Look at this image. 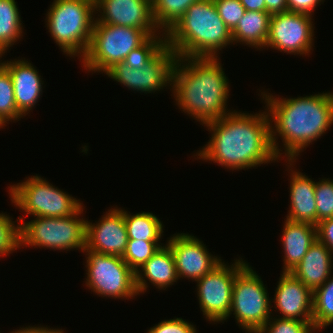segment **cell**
Here are the masks:
<instances>
[{
  "instance_id": "6da1fadb",
  "label": "cell",
  "mask_w": 333,
  "mask_h": 333,
  "mask_svg": "<svg viewBox=\"0 0 333 333\" xmlns=\"http://www.w3.org/2000/svg\"><path fill=\"white\" fill-rule=\"evenodd\" d=\"M211 139L194 156L213 161L230 170L249 169L276 161L270 140V120L266 111L258 114L232 111L209 122Z\"/></svg>"
},
{
  "instance_id": "7a4b0ae2",
  "label": "cell",
  "mask_w": 333,
  "mask_h": 333,
  "mask_svg": "<svg viewBox=\"0 0 333 333\" xmlns=\"http://www.w3.org/2000/svg\"><path fill=\"white\" fill-rule=\"evenodd\" d=\"M265 93L261 92V95L268 108L270 125L274 122V127L270 126L273 151L278 159L283 154L280 153L281 148H278L277 136L279 135L284 143V156L287 157L288 164L292 166L299 153L321 137L332 125L333 93L323 92L287 99H279Z\"/></svg>"
},
{
  "instance_id": "3957f363",
  "label": "cell",
  "mask_w": 333,
  "mask_h": 333,
  "mask_svg": "<svg viewBox=\"0 0 333 333\" xmlns=\"http://www.w3.org/2000/svg\"><path fill=\"white\" fill-rule=\"evenodd\" d=\"M228 83L218 58L177 57L172 70L176 104L204 126L230 113Z\"/></svg>"
},
{
  "instance_id": "277c9868",
  "label": "cell",
  "mask_w": 333,
  "mask_h": 333,
  "mask_svg": "<svg viewBox=\"0 0 333 333\" xmlns=\"http://www.w3.org/2000/svg\"><path fill=\"white\" fill-rule=\"evenodd\" d=\"M165 35L166 45L180 58H217L219 50L233 44L232 32L213 0L192 4Z\"/></svg>"
},
{
  "instance_id": "5b68a950",
  "label": "cell",
  "mask_w": 333,
  "mask_h": 333,
  "mask_svg": "<svg viewBox=\"0 0 333 333\" xmlns=\"http://www.w3.org/2000/svg\"><path fill=\"white\" fill-rule=\"evenodd\" d=\"M95 0H54L47 28L55 43L70 57L85 55L94 28ZM94 13V14H93ZM94 16V17H93Z\"/></svg>"
},
{
  "instance_id": "8992f818",
  "label": "cell",
  "mask_w": 333,
  "mask_h": 333,
  "mask_svg": "<svg viewBox=\"0 0 333 333\" xmlns=\"http://www.w3.org/2000/svg\"><path fill=\"white\" fill-rule=\"evenodd\" d=\"M159 30H142L132 27L94 23L89 46L82 57L83 67L91 72H105L142 45Z\"/></svg>"
},
{
  "instance_id": "52a82bcc",
  "label": "cell",
  "mask_w": 333,
  "mask_h": 333,
  "mask_svg": "<svg viewBox=\"0 0 333 333\" xmlns=\"http://www.w3.org/2000/svg\"><path fill=\"white\" fill-rule=\"evenodd\" d=\"M82 206L75 214L58 217H36L23 222L20 216V246H34L53 250L85 249L86 221L78 216L83 213Z\"/></svg>"
},
{
  "instance_id": "ba28073f",
  "label": "cell",
  "mask_w": 333,
  "mask_h": 333,
  "mask_svg": "<svg viewBox=\"0 0 333 333\" xmlns=\"http://www.w3.org/2000/svg\"><path fill=\"white\" fill-rule=\"evenodd\" d=\"M11 185L12 203L34 217L58 218L75 214L83 205L80 200L53 186L40 176Z\"/></svg>"
},
{
  "instance_id": "9c48e42d",
  "label": "cell",
  "mask_w": 333,
  "mask_h": 333,
  "mask_svg": "<svg viewBox=\"0 0 333 333\" xmlns=\"http://www.w3.org/2000/svg\"><path fill=\"white\" fill-rule=\"evenodd\" d=\"M268 295L261 277L247 264L235 277L229 317L233 312L240 327L257 333L271 318Z\"/></svg>"
},
{
  "instance_id": "30bf717a",
  "label": "cell",
  "mask_w": 333,
  "mask_h": 333,
  "mask_svg": "<svg viewBox=\"0 0 333 333\" xmlns=\"http://www.w3.org/2000/svg\"><path fill=\"white\" fill-rule=\"evenodd\" d=\"M83 252L87 255L85 284L91 291L115 299H132L138 295L135 272L121 256L102 254L87 248Z\"/></svg>"
},
{
  "instance_id": "8fae6325",
  "label": "cell",
  "mask_w": 333,
  "mask_h": 333,
  "mask_svg": "<svg viewBox=\"0 0 333 333\" xmlns=\"http://www.w3.org/2000/svg\"><path fill=\"white\" fill-rule=\"evenodd\" d=\"M247 264L242 258L231 267L221 262L195 281L200 309L208 321L223 322L229 318L235 277Z\"/></svg>"
},
{
  "instance_id": "7c38bea8",
  "label": "cell",
  "mask_w": 333,
  "mask_h": 333,
  "mask_svg": "<svg viewBox=\"0 0 333 333\" xmlns=\"http://www.w3.org/2000/svg\"><path fill=\"white\" fill-rule=\"evenodd\" d=\"M311 15L283 12L270 17L269 33L265 47L306 56L312 50L314 24Z\"/></svg>"
},
{
  "instance_id": "4fadbf2b",
  "label": "cell",
  "mask_w": 333,
  "mask_h": 333,
  "mask_svg": "<svg viewBox=\"0 0 333 333\" xmlns=\"http://www.w3.org/2000/svg\"><path fill=\"white\" fill-rule=\"evenodd\" d=\"M175 52L166 45L142 70L117 63L105 73L111 79L133 91L151 93L171 86L172 70L176 62Z\"/></svg>"
},
{
  "instance_id": "5bb4252c",
  "label": "cell",
  "mask_w": 333,
  "mask_h": 333,
  "mask_svg": "<svg viewBox=\"0 0 333 333\" xmlns=\"http://www.w3.org/2000/svg\"><path fill=\"white\" fill-rule=\"evenodd\" d=\"M174 260L178 279L188 278L197 281L211 272L222 260L212 256L198 238L181 233L167 241Z\"/></svg>"
},
{
  "instance_id": "9a60e30c",
  "label": "cell",
  "mask_w": 333,
  "mask_h": 333,
  "mask_svg": "<svg viewBox=\"0 0 333 333\" xmlns=\"http://www.w3.org/2000/svg\"><path fill=\"white\" fill-rule=\"evenodd\" d=\"M128 243L124 210L112 208L97 224L86 221L85 248L94 252L123 256Z\"/></svg>"
},
{
  "instance_id": "2e32d148",
  "label": "cell",
  "mask_w": 333,
  "mask_h": 333,
  "mask_svg": "<svg viewBox=\"0 0 333 333\" xmlns=\"http://www.w3.org/2000/svg\"><path fill=\"white\" fill-rule=\"evenodd\" d=\"M95 11L101 13L95 23L159 30L153 17L152 0H95Z\"/></svg>"
},
{
  "instance_id": "e0dca14e",
  "label": "cell",
  "mask_w": 333,
  "mask_h": 333,
  "mask_svg": "<svg viewBox=\"0 0 333 333\" xmlns=\"http://www.w3.org/2000/svg\"><path fill=\"white\" fill-rule=\"evenodd\" d=\"M280 277L273 302L281 318L312 322L313 291L291 272L282 271Z\"/></svg>"
},
{
  "instance_id": "ac0fdd59",
  "label": "cell",
  "mask_w": 333,
  "mask_h": 333,
  "mask_svg": "<svg viewBox=\"0 0 333 333\" xmlns=\"http://www.w3.org/2000/svg\"><path fill=\"white\" fill-rule=\"evenodd\" d=\"M10 73L18 112L24 117L42 95L43 81L33 65L25 59L0 62Z\"/></svg>"
},
{
  "instance_id": "d6986e66",
  "label": "cell",
  "mask_w": 333,
  "mask_h": 333,
  "mask_svg": "<svg viewBox=\"0 0 333 333\" xmlns=\"http://www.w3.org/2000/svg\"><path fill=\"white\" fill-rule=\"evenodd\" d=\"M332 259V252L316 239L301 262L290 272L313 291L331 277Z\"/></svg>"
},
{
  "instance_id": "ffe728a7",
  "label": "cell",
  "mask_w": 333,
  "mask_h": 333,
  "mask_svg": "<svg viewBox=\"0 0 333 333\" xmlns=\"http://www.w3.org/2000/svg\"><path fill=\"white\" fill-rule=\"evenodd\" d=\"M140 269L142 271L138 270L135 273V285L138 295L146 291L148 287L147 280L158 289H166L178 280L174 256L167 244L163 245Z\"/></svg>"
},
{
  "instance_id": "44dd1931",
  "label": "cell",
  "mask_w": 333,
  "mask_h": 333,
  "mask_svg": "<svg viewBox=\"0 0 333 333\" xmlns=\"http://www.w3.org/2000/svg\"><path fill=\"white\" fill-rule=\"evenodd\" d=\"M291 170L290 176V210L286 219L294 222H305L317 225V208L315 185L308 176Z\"/></svg>"
},
{
  "instance_id": "7402d4cb",
  "label": "cell",
  "mask_w": 333,
  "mask_h": 333,
  "mask_svg": "<svg viewBox=\"0 0 333 333\" xmlns=\"http://www.w3.org/2000/svg\"><path fill=\"white\" fill-rule=\"evenodd\" d=\"M282 244L284 249L283 272L292 271L317 239L316 225L294 222L286 219L283 226Z\"/></svg>"
},
{
  "instance_id": "603a6c76",
  "label": "cell",
  "mask_w": 333,
  "mask_h": 333,
  "mask_svg": "<svg viewBox=\"0 0 333 333\" xmlns=\"http://www.w3.org/2000/svg\"><path fill=\"white\" fill-rule=\"evenodd\" d=\"M271 15L262 11H247L231 31L233 43L262 49L266 45Z\"/></svg>"
},
{
  "instance_id": "cb8c5ba5",
  "label": "cell",
  "mask_w": 333,
  "mask_h": 333,
  "mask_svg": "<svg viewBox=\"0 0 333 333\" xmlns=\"http://www.w3.org/2000/svg\"><path fill=\"white\" fill-rule=\"evenodd\" d=\"M124 221L128 239L159 242L164 232L160 219L150 212L131 215L124 210Z\"/></svg>"
},
{
  "instance_id": "d4e9b609",
  "label": "cell",
  "mask_w": 333,
  "mask_h": 333,
  "mask_svg": "<svg viewBox=\"0 0 333 333\" xmlns=\"http://www.w3.org/2000/svg\"><path fill=\"white\" fill-rule=\"evenodd\" d=\"M15 0H0V53L22 37L23 25Z\"/></svg>"
},
{
  "instance_id": "484cf974",
  "label": "cell",
  "mask_w": 333,
  "mask_h": 333,
  "mask_svg": "<svg viewBox=\"0 0 333 333\" xmlns=\"http://www.w3.org/2000/svg\"><path fill=\"white\" fill-rule=\"evenodd\" d=\"M333 324V277L313 290L312 325L320 331Z\"/></svg>"
},
{
  "instance_id": "4316f807",
  "label": "cell",
  "mask_w": 333,
  "mask_h": 333,
  "mask_svg": "<svg viewBox=\"0 0 333 333\" xmlns=\"http://www.w3.org/2000/svg\"><path fill=\"white\" fill-rule=\"evenodd\" d=\"M197 1L199 0H152L153 17L156 25L162 33L166 34L187 9Z\"/></svg>"
},
{
  "instance_id": "83f0119b",
  "label": "cell",
  "mask_w": 333,
  "mask_h": 333,
  "mask_svg": "<svg viewBox=\"0 0 333 333\" xmlns=\"http://www.w3.org/2000/svg\"><path fill=\"white\" fill-rule=\"evenodd\" d=\"M157 34L151 35L142 45L133 49L123 63L132 69L142 70L166 46L165 33Z\"/></svg>"
},
{
  "instance_id": "f1b7e54d",
  "label": "cell",
  "mask_w": 333,
  "mask_h": 333,
  "mask_svg": "<svg viewBox=\"0 0 333 333\" xmlns=\"http://www.w3.org/2000/svg\"><path fill=\"white\" fill-rule=\"evenodd\" d=\"M23 116L18 112L14 97V87L9 71L0 63V127L7 121H16Z\"/></svg>"
},
{
  "instance_id": "f546056e",
  "label": "cell",
  "mask_w": 333,
  "mask_h": 333,
  "mask_svg": "<svg viewBox=\"0 0 333 333\" xmlns=\"http://www.w3.org/2000/svg\"><path fill=\"white\" fill-rule=\"evenodd\" d=\"M158 242L128 239L127 248L122 256L127 265L136 273L160 248Z\"/></svg>"
},
{
  "instance_id": "4dcf8cb0",
  "label": "cell",
  "mask_w": 333,
  "mask_h": 333,
  "mask_svg": "<svg viewBox=\"0 0 333 333\" xmlns=\"http://www.w3.org/2000/svg\"><path fill=\"white\" fill-rule=\"evenodd\" d=\"M5 213L0 214V257L7 256L20 247V224Z\"/></svg>"
},
{
  "instance_id": "1f68e13d",
  "label": "cell",
  "mask_w": 333,
  "mask_h": 333,
  "mask_svg": "<svg viewBox=\"0 0 333 333\" xmlns=\"http://www.w3.org/2000/svg\"><path fill=\"white\" fill-rule=\"evenodd\" d=\"M317 223L333 217V179H322L315 185Z\"/></svg>"
},
{
  "instance_id": "d6a6232c",
  "label": "cell",
  "mask_w": 333,
  "mask_h": 333,
  "mask_svg": "<svg viewBox=\"0 0 333 333\" xmlns=\"http://www.w3.org/2000/svg\"><path fill=\"white\" fill-rule=\"evenodd\" d=\"M272 320V321H271ZM315 333L312 322H303L295 319H269L257 333Z\"/></svg>"
},
{
  "instance_id": "836d02e7",
  "label": "cell",
  "mask_w": 333,
  "mask_h": 333,
  "mask_svg": "<svg viewBox=\"0 0 333 333\" xmlns=\"http://www.w3.org/2000/svg\"><path fill=\"white\" fill-rule=\"evenodd\" d=\"M218 13L227 27L232 31L244 16L246 9L239 0H213Z\"/></svg>"
},
{
  "instance_id": "e575fe53",
  "label": "cell",
  "mask_w": 333,
  "mask_h": 333,
  "mask_svg": "<svg viewBox=\"0 0 333 333\" xmlns=\"http://www.w3.org/2000/svg\"><path fill=\"white\" fill-rule=\"evenodd\" d=\"M194 325L182 318L163 320L148 330L147 333H197Z\"/></svg>"
},
{
  "instance_id": "d590c367",
  "label": "cell",
  "mask_w": 333,
  "mask_h": 333,
  "mask_svg": "<svg viewBox=\"0 0 333 333\" xmlns=\"http://www.w3.org/2000/svg\"><path fill=\"white\" fill-rule=\"evenodd\" d=\"M316 229L317 239L333 254V217L317 223Z\"/></svg>"
},
{
  "instance_id": "8d00e7d4",
  "label": "cell",
  "mask_w": 333,
  "mask_h": 333,
  "mask_svg": "<svg viewBox=\"0 0 333 333\" xmlns=\"http://www.w3.org/2000/svg\"><path fill=\"white\" fill-rule=\"evenodd\" d=\"M323 0H287V6L289 12L304 13L313 15V10Z\"/></svg>"
},
{
  "instance_id": "74e56055",
  "label": "cell",
  "mask_w": 333,
  "mask_h": 333,
  "mask_svg": "<svg viewBox=\"0 0 333 333\" xmlns=\"http://www.w3.org/2000/svg\"><path fill=\"white\" fill-rule=\"evenodd\" d=\"M265 4L270 15L288 11L287 0H265Z\"/></svg>"
},
{
  "instance_id": "f35d334b",
  "label": "cell",
  "mask_w": 333,
  "mask_h": 333,
  "mask_svg": "<svg viewBox=\"0 0 333 333\" xmlns=\"http://www.w3.org/2000/svg\"><path fill=\"white\" fill-rule=\"evenodd\" d=\"M11 333H64V331L62 329H51L48 327H35V326H28L25 328H21L19 330H15Z\"/></svg>"
},
{
  "instance_id": "ab89813d",
  "label": "cell",
  "mask_w": 333,
  "mask_h": 333,
  "mask_svg": "<svg viewBox=\"0 0 333 333\" xmlns=\"http://www.w3.org/2000/svg\"><path fill=\"white\" fill-rule=\"evenodd\" d=\"M247 11L266 12L265 0H239Z\"/></svg>"
}]
</instances>
